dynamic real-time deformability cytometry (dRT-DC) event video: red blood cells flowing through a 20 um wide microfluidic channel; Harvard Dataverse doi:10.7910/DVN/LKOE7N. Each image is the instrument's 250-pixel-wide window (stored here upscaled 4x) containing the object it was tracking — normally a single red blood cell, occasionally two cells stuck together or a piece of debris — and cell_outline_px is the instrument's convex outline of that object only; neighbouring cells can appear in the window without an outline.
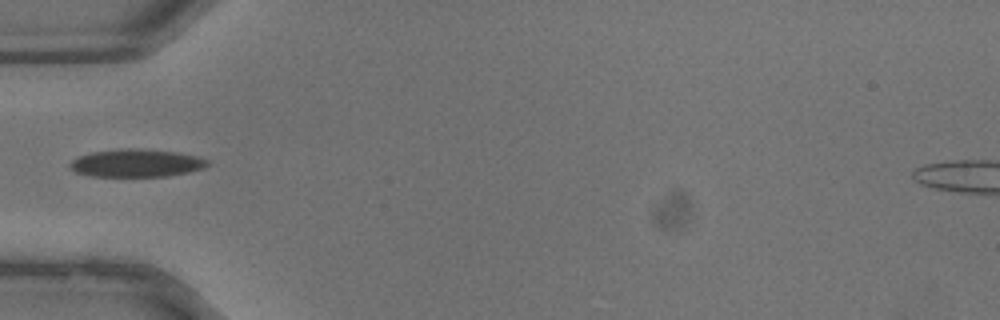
{"species": "common noctule bat (a hibernating species)", "species_latin": "Nyctalus noctula", "temperature_condition": "warm", "stored_images_in_passage": 26, "camera_frame_rate_fps": 3000, "um_per_image_px": 0.085, "animal": {"sex": "male", "body_mass_g": 13.3}, "frame": {"image": 1, "passage_image": 1, "time_ms": 0.0, "image_size_px": [1000, 320], "cell_outline_px": [[208, 164], [204, 168], [188, 172], [168, 176], [92, 176], [76, 172], [68, 168], [68, 164], [76, 156], [92, 152], [120, 148], [132, 148], [180, 152], [196, 156], [208, 160]], "centroid_in_image_um": [11.55, 13.85], "position_along_channel_um": 73.4, "area_um2": 22.43}}
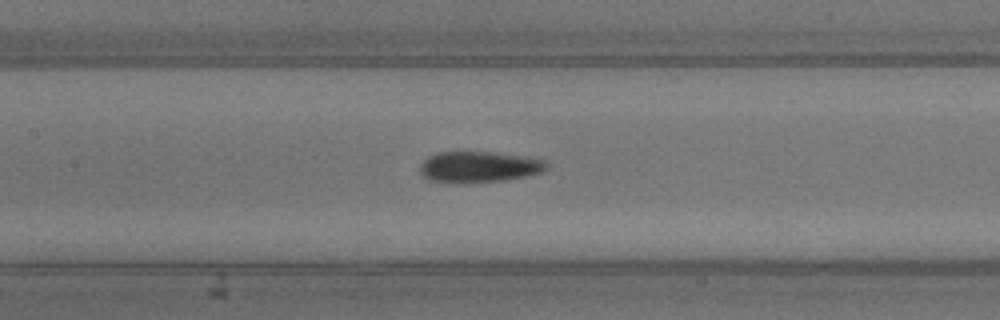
{"frame": {"image": 2, "passage_image": 6, "time_ms": 1.667, "image_size_px": [1000, 320], "cell_outline_px": [[548, 168], [544, 172], [504, 180], [464, 184], [456, 184], [428, 180], [420, 172], [420, 164], [428, 156], [436, 152], [488, 152], [516, 156], [540, 160], [548, 164]], "centroid_in_image_um": [40.62, 14.21], "position_along_channel_um": 166.8, "area_um2": 22.83}}
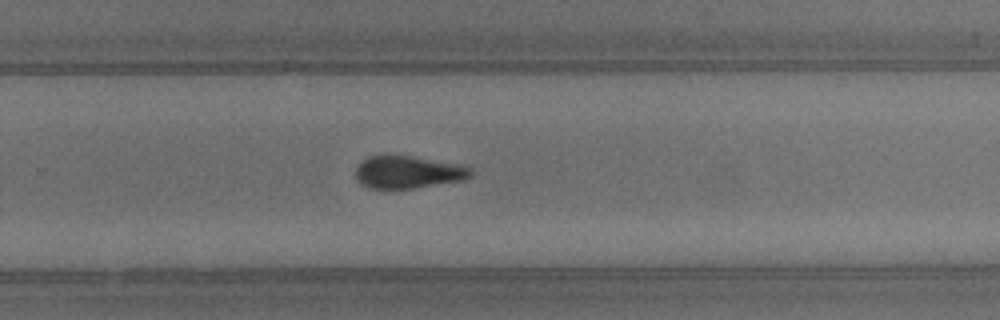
{"frame": {"image": 3, "passage_image": 13, "time_ms": 4.0, "image_size_px": [1000, 320], "cell_outline_px": [[472, 176], [464, 180], [412, 188], [372, 188], [356, 180], [356, 168], [368, 156], [412, 156], [468, 164], [472, 168]], "centroid_in_image_um": [34.8, 14.61], "position_along_channel_um": 295.0, "area_um2": 21.85}}